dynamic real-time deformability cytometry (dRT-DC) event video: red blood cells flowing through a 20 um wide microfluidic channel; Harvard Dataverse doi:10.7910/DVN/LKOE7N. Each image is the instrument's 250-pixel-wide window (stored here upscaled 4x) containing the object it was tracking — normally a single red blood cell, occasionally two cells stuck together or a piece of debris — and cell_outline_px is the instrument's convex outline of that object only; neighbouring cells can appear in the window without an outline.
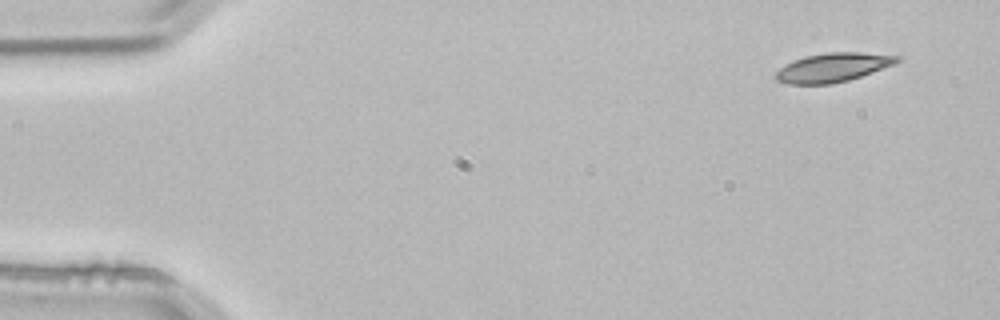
{"species": "common noctule bat (a hibernating species)", "species_latin": "Nyctalus noctula", "temperature_condition": "room temperature", "stored_images_in_passage": 3, "camera_frame_rate_fps": 3000, "um_per_image_px": 0.085, "animal": {"sex": "male", "body_mass_g": 21.5, "forearm_length_mm": 52.0}, "frame": {"image": 1, "passage_image": 1, "time_ms": 0.0, "image_size_px": [1000, 320], "cell_outline_px": [[900, 60], [896, 64], [848, 80], [832, 84], [788, 84], [776, 80], [776, 72], [780, 68], [804, 56], [828, 52], [860, 52], [900, 56]], "centroid_in_image_um": [70.82, 5.73], "position_along_channel_um": 14.2, "area_um2": 20.29}}
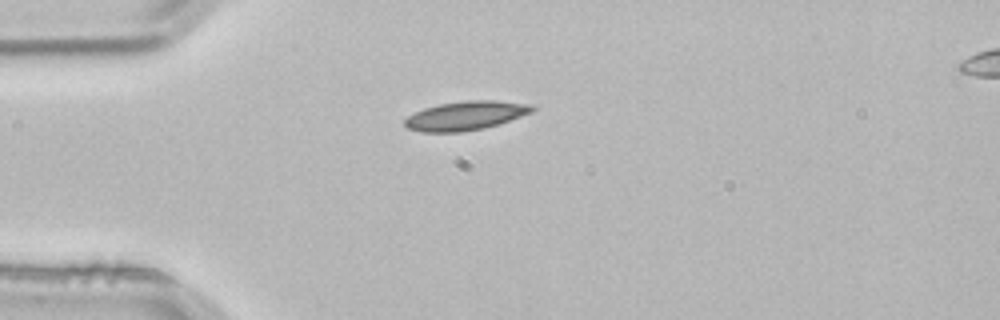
{"frame": {"image": 2, "passage_image": 3, "time_ms": 0.667, "image_size_px": [1000, 320], "cell_outline_px": [[536, 108], [532, 112], [484, 128], [460, 132], [420, 132], [408, 128], [404, 124], [404, 120], [408, 116], [424, 108], [440, 104], [464, 100], [496, 100], [532, 104]], "centroid_in_image_um": [39.57, 9.82], "position_along_channel_um": 45.4, "area_um2": 21.39}}